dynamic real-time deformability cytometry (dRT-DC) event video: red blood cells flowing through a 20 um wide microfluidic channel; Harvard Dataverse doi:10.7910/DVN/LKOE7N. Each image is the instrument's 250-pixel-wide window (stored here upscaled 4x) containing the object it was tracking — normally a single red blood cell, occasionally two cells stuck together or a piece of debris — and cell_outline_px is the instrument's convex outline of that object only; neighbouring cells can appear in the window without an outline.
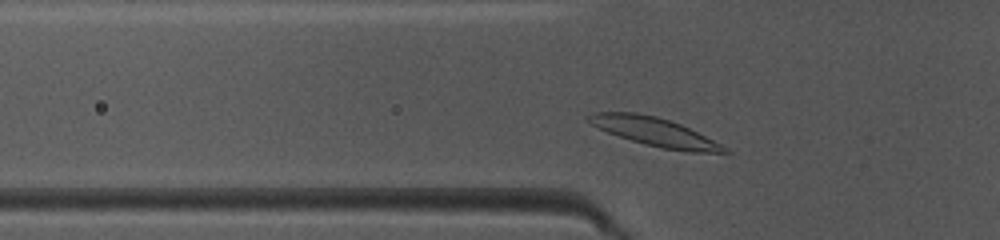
{"species": "common noctule bat (a hibernating species)", "species_latin": "Nyctalus noctula", "temperature_condition": "warm", "stored_images_in_passage": 37, "camera_frame_rate_fps": 3000, "um_per_image_px": 0.085, "animal": {"sex": "female", "body_mass_g": 10.0, "forearm_length_mm": 53.1}, "frame": {"image": 1, "passage_image": 4, "time_ms": 1.0, "image_size_px": [1000, 240], "cell_outline_px": [[732, 152], [688, 152], [664, 148], [644, 144], [608, 132], [592, 124], [584, 116], [596, 112], [636, 112], [656, 116], [680, 124], [728, 148]], "centroid_in_image_um": [55.62, 11.2], "position_along_channel_um": 70.2, "area_um2": 22.02}}
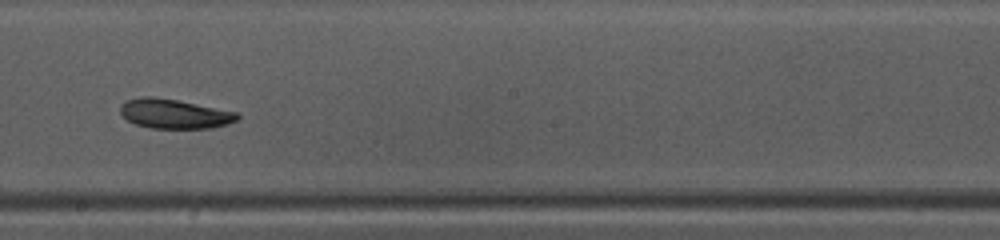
{"frame": {"image": 2, "passage_image": 16, "time_ms": 5.0, "image_size_px": [1000, 240], "cell_outline_px": [[240, 116], [236, 120], [228, 124], [212, 128], [152, 128], [136, 124], [128, 120], [120, 112], [120, 104], [128, 100], [140, 96], [152, 96], [176, 100], [236, 112]], "centroid_in_image_um": [14.8, 9.67], "position_along_channel_um": 233.4, "area_um2": 19.88}}
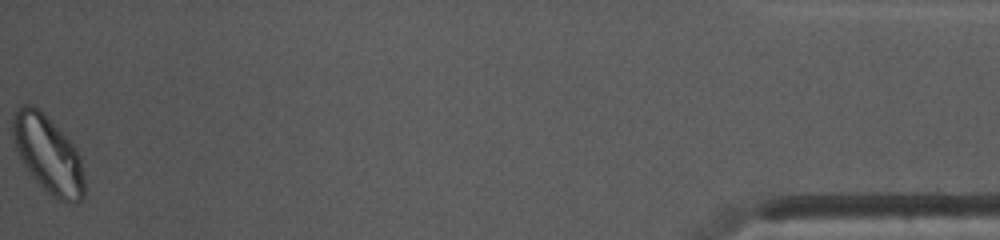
{"frame": {"image": 3, "passage_image": 37, "time_ms": 12.0, "image_size_px": [1000, 240], "cell_outline_px": [[84, 196], [80, 200], [68, 204], [56, 200], [36, 180], [24, 164], [16, 148], [12, 136], [12, 112], [16, 108], [24, 104], [32, 104], [76, 148], [80, 156], [84, 180]], "centroid_in_image_um": [4.07, 13.15], "position_along_channel_um": 431.1, "area_um2": 31.62}, "authors_computed_cell_mechanics": {"area_um2": 20.519, "velocity_mm_per_s": 4.0746, "shape_relaxation_time_tau1_ms": 2.7248, "shape_relaxation_time_tau2_ms": null, "deformation_change_tau1": 0.1189, "deformation_change_tau2": null}}